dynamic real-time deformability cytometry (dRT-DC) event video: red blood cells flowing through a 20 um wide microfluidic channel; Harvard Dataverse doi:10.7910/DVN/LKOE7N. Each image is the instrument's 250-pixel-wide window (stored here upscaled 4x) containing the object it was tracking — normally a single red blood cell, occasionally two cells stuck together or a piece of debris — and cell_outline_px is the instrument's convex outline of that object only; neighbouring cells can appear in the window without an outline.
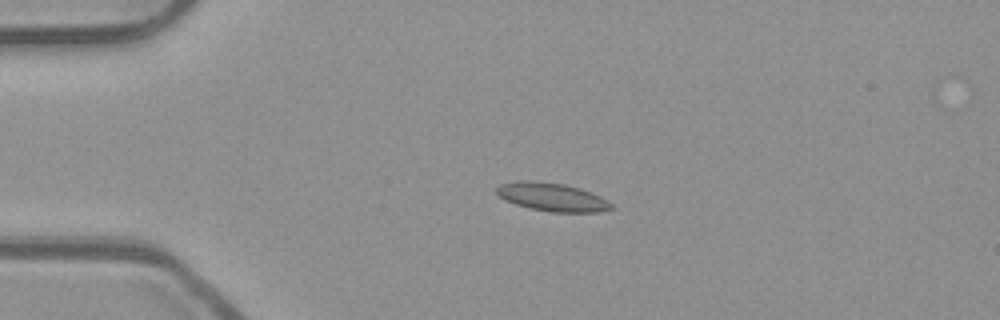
{"species": "common noctule bat (a hibernating species)", "species_latin": "Nyctalus noctula", "temperature_condition": "room temperature", "stored_images_in_passage": 45, "camera_frame_rate_fps": 3000, "um_per_image_px": 0.085, "animal": {"sex": "male", "body_mass_g": 23.1, "forearm_length_mm": 52.7}, "frame": {"image": 1, "passage_image": 12, "time_ms": 3.667, "image_size_px": [1000, 320], "cell_outline_px": [[616, 208], [600, 212], [552, 212], [532, 208], [516, 204], [500, 196], [496, 192], [496, 188], [500, 184], [520, 180], [532, 180], [564, 184], [580, 188], [600, 196], [608, 200]], "centroid_in_image_um": [46.98, 16.74], "position_along_channel_um": 38.0, "area_um2": 18.84}}
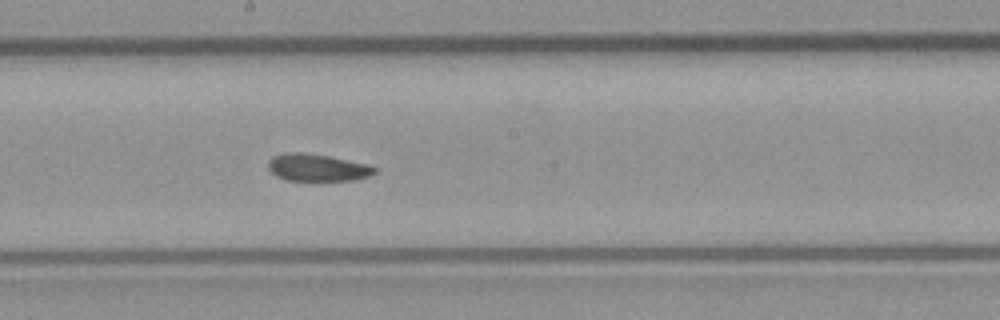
{"frame": {"image": 2, "passage_image": 29, "time_ms": 9.333, "image_size_px": [1000, 320], "cell_outline_px": [[376, 172], [368, 176], [352, 180], [284, 180], [276, 176], [268, 168], [268, 160], [272, 156], [284, 152], [304, 152], [328, 156], [368, 164], [376, 168]], "centroid_in_image_um": [26.92, 14.23], "position_along_channel_um": 221.3, "area_um2": 16.88}}
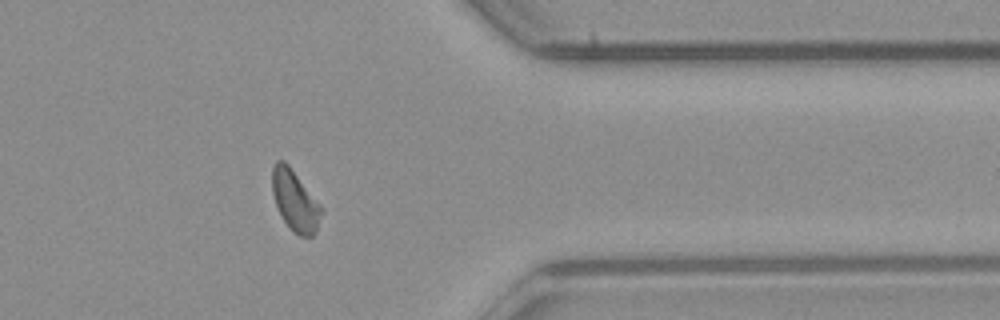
{"frame": {"image": 3, "passage_image": 43, "time_ms": 14.0, "image_size_px": [1000, 320], "cell_outline_px": [[324, 208], [316, 232], [312, 236], [300, 236], [284, 220], [276, 204], [272, 192], [272, 168], [276, 160], [284, 160], [288, 164]], "centroid_in_image_um": [25.1, 17.02], "position_along_channel_um": 386.3, "area_um2": 17.22}, "authors_computed_cell_mechanics": {"area_um2": 17.7446, "velocity_mm_per_s": 3.8576, "shape_relaxation_time_tau1_ms": null, "shape_relaxation_time_tau2_ms": 3.3001, "deformation_change_tau1": null, "deformation_change_tau2": 0.0913}}